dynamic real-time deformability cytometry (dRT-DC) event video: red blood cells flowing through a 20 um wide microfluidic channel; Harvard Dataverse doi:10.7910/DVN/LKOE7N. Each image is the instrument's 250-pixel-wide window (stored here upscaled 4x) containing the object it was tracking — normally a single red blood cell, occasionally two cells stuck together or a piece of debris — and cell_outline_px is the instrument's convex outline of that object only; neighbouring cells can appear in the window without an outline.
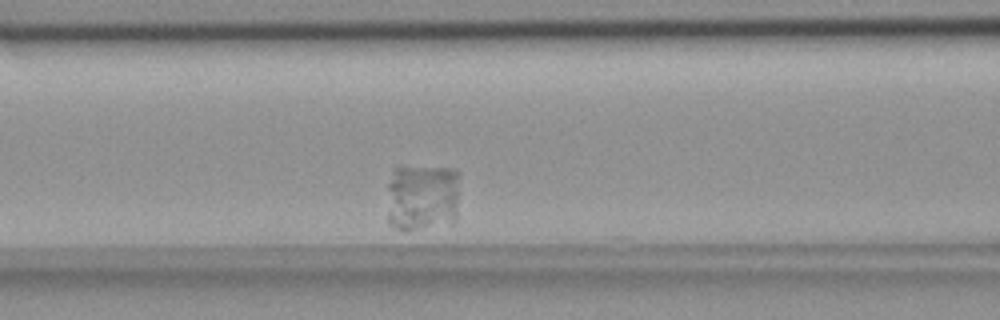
{"species": "common noctule bat (a hibernating species)", "species_latin": "Nyctalus noctula", "temperature_condition": "room temperature", "stored_images_in_passage": 34, "camera_frame_rate_fps": 3000, "um_per_image_px": 0.085, "animal": {"sex": "female", "body_mass_g": 18.4}, "frame": {"image": 1, "passage_image": 10, "time_ms": 3.0, "image_size_px": [1000, 320], "cell_outline_px": [[460, 176], [456, 220], [452, 224], [404, 232], [388, 224], [388, 184], [392, 168], [456, 168], [460, 172]], "centroid_in_image_um": [35.93, 16.81], "position_along_channel_um": 130.7, "area_um2": 29.88}}
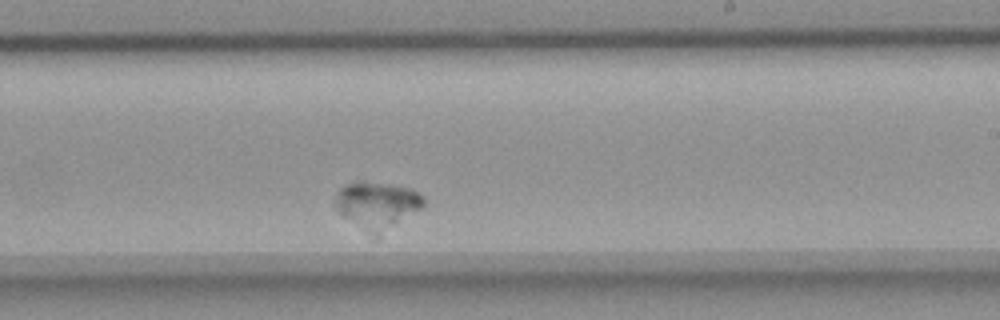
{"frame": {"image": 2, "passage_image": 22, "time_ms": 7.0, "image_size_px": [1000, 320], "cell_outline_px": [[424, 204], [420, 208], [396, 220], [388, 220], [344, 216], [336, 208], [336, 192], [340, 188], [356, 180], [364, 180], [392, 184], [412, 188], [420, 192], [424, 196]], "centroid_in_image_um": [32.09, 17.03], "position_along_channel_um": 256.9, "area_um2": 19.88}}
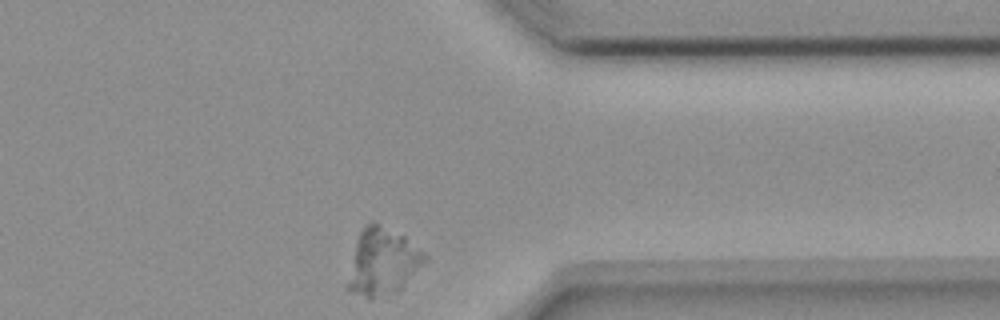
{"frame": {"image": 3, "passage_image": 34, "time_ms": 11.0, "image_size_px": [1000, 320], "cell_outline_px": [[428, 256], [400, 288], [368, 300], [348, 292], [348, 284], [356, 244], [360, 232], [364, 224], [376, 224], [404, 236], [424, 252]], "centroid_in_image_um": [32.49, 22.27], "position_along_channel_um": 378.9, "area_um2": 28.5}}